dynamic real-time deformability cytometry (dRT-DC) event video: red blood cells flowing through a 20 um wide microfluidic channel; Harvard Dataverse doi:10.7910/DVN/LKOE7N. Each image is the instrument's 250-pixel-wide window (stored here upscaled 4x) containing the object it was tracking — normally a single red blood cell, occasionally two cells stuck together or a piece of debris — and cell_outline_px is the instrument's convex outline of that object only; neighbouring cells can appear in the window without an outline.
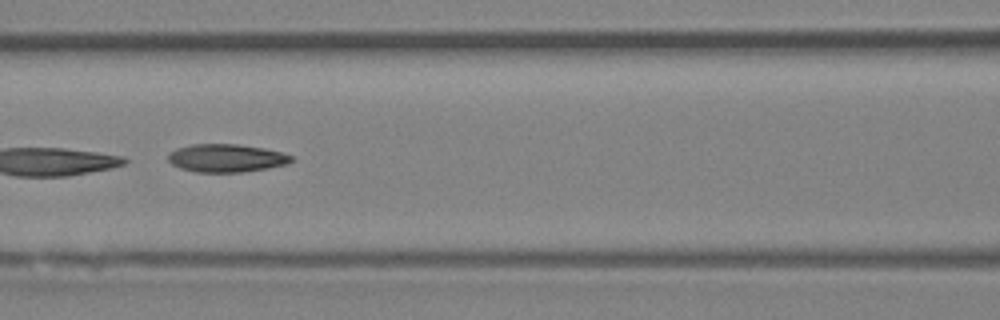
{"species": "Egyptian fruit bat (a non-hibernating species)", "species_latin": "Rousettus aegyptiacus", "temperature_condition": "room temperature", "stored_images_in_passage": 9, "camera_frame_rate_fps": 3000, "um_per_image_px": 0.085, "animal": {"sex": "female"}, "frame": {"image": 1, "passage_image": 6, "time_ms": 6.333, "image_size_px": [1000, 320], "cell_outline_px": [[292, 160], [288, 164], [268, 168], [240, 172], [196, 172], [180, 168], [172, 164], [168, 160], [168, 152], [176, 148], [192, 144], [236, 144], [264, 148], [280, 152], [292, 156]], "centroid_in_image_um": [19.2, 13.43], "position_along_channel_um": 147.4, "area_um2": 20.11}}
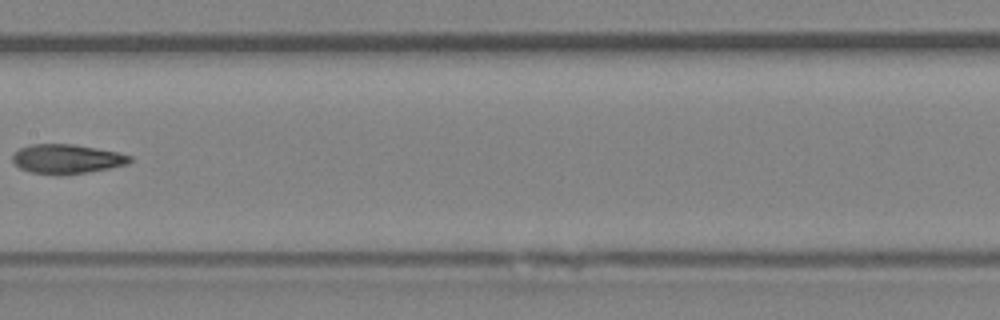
{"frame": {"image": 2, "passage_image": 7, "time_ms": 7.667, "image_size_px": [1000, 320], "cell_outline_px": [[132, 160], [128, 164], [88, 172], [32, 172], [20, 168], [12, 160], [12, 156], [20, 148], [32, 144], [72, 144], [120, 152], [132, 156]], "centroid_in_image_um": [5.73, 13.46], "position_along_channel_um": 201.7, "area_um2": 19.31}}